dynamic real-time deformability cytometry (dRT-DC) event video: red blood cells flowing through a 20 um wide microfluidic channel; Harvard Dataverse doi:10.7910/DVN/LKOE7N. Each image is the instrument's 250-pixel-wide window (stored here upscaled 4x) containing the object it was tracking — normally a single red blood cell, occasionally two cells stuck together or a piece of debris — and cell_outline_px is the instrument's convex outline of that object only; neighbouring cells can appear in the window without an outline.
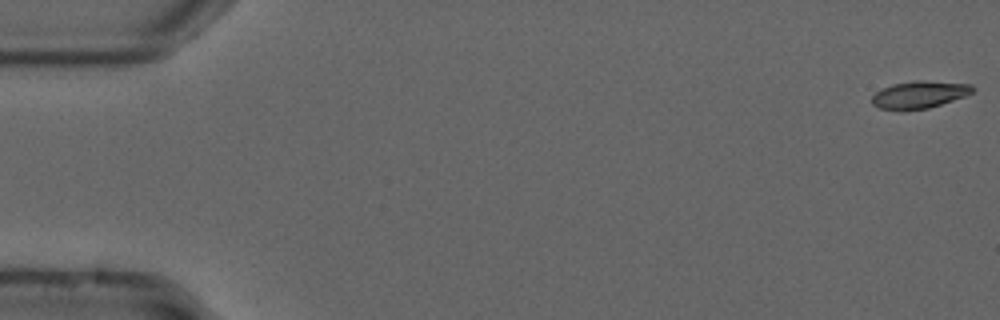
{"species": "common noctule bat (a hibernating species)", "species_latin": "Nyctalus noctula", "temperature_condition": "cold", "stored_images_in_passage": 55, "camera_frame_rate_fps": 3000, "um_per_image_px": 0.085, "animal": {"sex": "male", "forearm_length_mm": 52.5}, "frame": {"image": 1, "passage_image": 1, "time_ms": 0.0, "image_size_px": [1000, 320], "cell_outline_px": [[976, 88], [972, 92], [964, 96], [928, 108], [904, 112], [900, 112], [880, 108], [872, 104], [872, 96], [876, 92], [892, 84], [916, 80], [920, 80], [972, 84]], "centroid_in_image_um": [78.12, 8.06], "position_along_channel_um": 6.9, "area_um2": 16.18}}
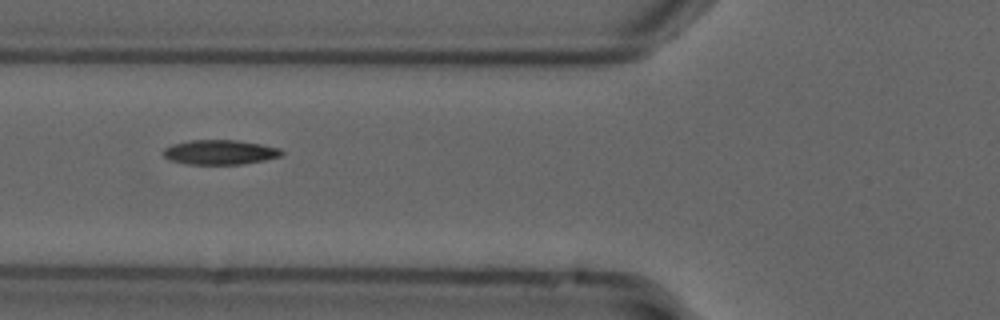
{"frame": {"image": 2, "passage_image": 21, "time_ms": 6.667, "image_size_px": [1000, 320], "cell_outline_px": [[284, 152], [280, 156], [264, 160], [240, 164], [188, 164], [172, 160], [164, 156], [164, 148], [172, 144], [192, 140], [236, 140], [260, 144], [280, 148]], "centroid_in_image_um": [18.7, 12.93], "position_along_channel_um": 107.1, "area_um2": 16.76}}
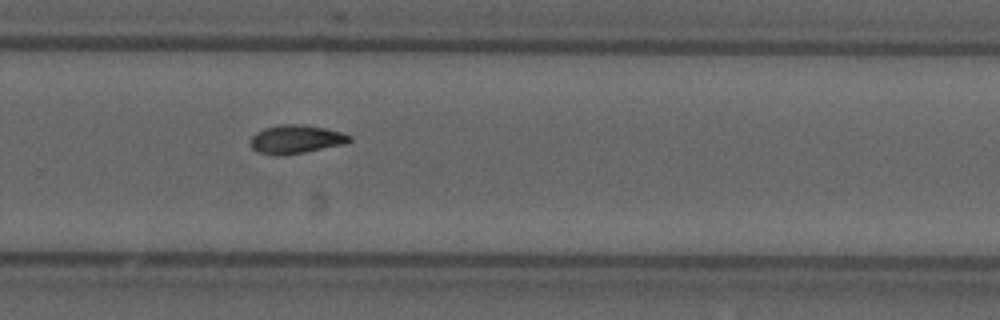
{"frame": {"image": 3, "passage_image": 37, "time_ms": 12.0, "image_size_px": [1000, 320], "cell_outline_px": [[352, 140], [348, 144], [284, 156], [276, 156], [256, 152], [252, 148], [252, 136], [256, 132], [264, 128], [280, 124], [304, 124], [324, 128], [340, 132], [352, 136]], "centroid_in_image_um": [25.18, 11.85], "position_along_channel_um": 304.6, "area_um2": 16.76}, "authors_computed_cell_mechanics": {"area_um2": 16.1262, "velocity_mm_per_s": 3.6997, "shape_relaxation_time_tau1_ms": 4.7342, "shape_relaxation_time_tau2_ms": 4.8914, "deformation_change_tau1": 0.1374, "deformation_change_tau2": 0.0698}}